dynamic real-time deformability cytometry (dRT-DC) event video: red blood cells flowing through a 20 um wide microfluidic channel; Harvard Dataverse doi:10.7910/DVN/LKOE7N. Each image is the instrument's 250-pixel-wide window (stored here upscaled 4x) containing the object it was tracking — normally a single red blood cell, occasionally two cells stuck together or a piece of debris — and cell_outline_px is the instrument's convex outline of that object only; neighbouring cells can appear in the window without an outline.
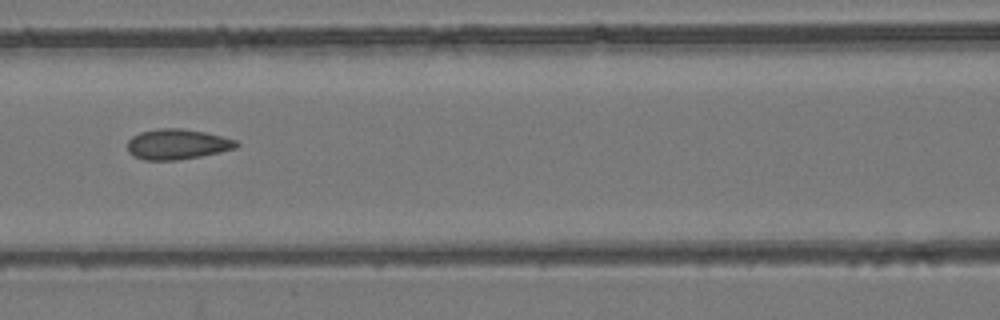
{"species": "common noctule bat (a hibernating species)", "species_latin": "Nyctalus noctula", "temperature_condition": "room temperature", "stored_images_in_passage": 7, "camera_frame_rate_fps": 3000, "um_per_image_px": 0.085, "animal": {"sex": "female", "body_mass_g": 24.6, "forearm_length_mm": 56.2}, "frame": {"image": 1, "passage_image": 7, "time_ms": 8.0, "image_size_px": [1000, 320], "cell_outline_px": [[240, 144], [236, 148], [220, 152], [200, 156], [176, 160], [144, 160], [132, 156], [128, 152], [128, 140], [132, 136], [140, 132], [156, 128], [180, 128], [204, 132], [236, 140]], "centroid_in_image_um": [15.03, 12.26], "position_along_channel_um": 151.6, "area_um2": 19.31}}